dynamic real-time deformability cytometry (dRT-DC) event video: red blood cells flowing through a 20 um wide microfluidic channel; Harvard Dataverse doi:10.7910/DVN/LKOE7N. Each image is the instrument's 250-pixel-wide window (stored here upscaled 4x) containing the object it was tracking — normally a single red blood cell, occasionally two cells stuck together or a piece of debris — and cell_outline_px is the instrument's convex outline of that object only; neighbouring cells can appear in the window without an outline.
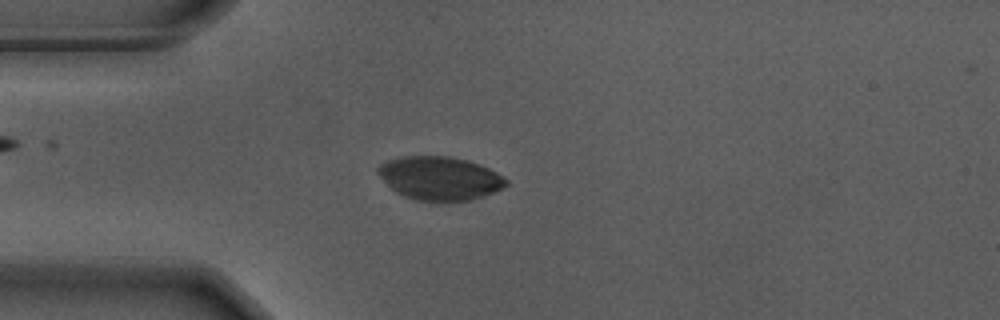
{"species": "Egyptian fruit bat (a non-hibernating species)", "species_latin": "Rousettus aegyptiacus", "temperature_condition": "warm", "stored_images_in_passage": 31, "camera_frame_rate_fps": 3000, "um_per_image_px": 0.085, "animal": {"sex": "male"}, "frame": {"image": 1, "passage_image": 6, "time_ms": 1.667, "image_size_px": [1000, 320], "cell_outline_px": [[508, 184], [484, 196], [472, 200], [416, 200], [404, 196], [396, 192], [376, 172], [376, 168], [380, 164], [388, 160], [404, 156], [448, 156], [468, 160], [488, 168], [496, 172], [508, 180]], "centroid_in_image_um": [37.36, 15.13], "position_along_channel_um": 47.6, "area_um2": 32.08}}
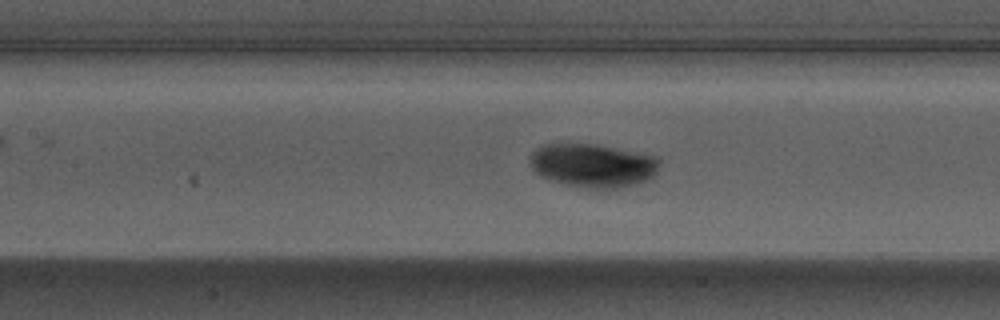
{"frame": {"image": 2, "passage_image": 16, "time_ms": 5.0, "image_size_px": [1000, 320], "cell_outline_px": [[660, 164], [656, 176], [648, 180], [620, 188], [588, 188], [564, 184], [540, 176], [532, 168], [528, 156], [540, 144], [596, 144], [640, 152], [656, 156], [660, 160]], "centroid_in_image_um": [50.42, 14.05], "position_along_channel_um": 157.0, "area_um2": 33.29}}
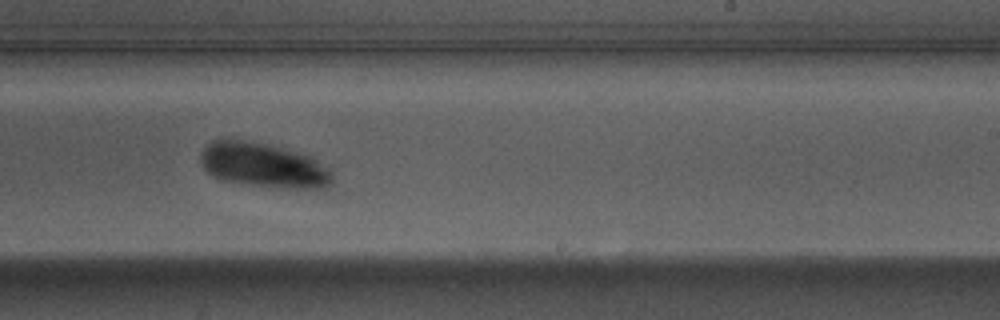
{"frame": {"image": 3, "passage_image": 25, "time_ms": 8.0, "image_size_px": [1000, 320], "cell_outline_px": [[332, 184], [328, 188], [280, 188], [220, 180], [212, 176], [200, 164], [200, 152], [212, 140], [220, 136], [224, 136], [268, 144], [308, 156], [328, 168], [332, 172]], "centroid_in_image_um": [22.31, 14.02], "position_along_channel_um": 266.7, "area_um2": 34.62}}